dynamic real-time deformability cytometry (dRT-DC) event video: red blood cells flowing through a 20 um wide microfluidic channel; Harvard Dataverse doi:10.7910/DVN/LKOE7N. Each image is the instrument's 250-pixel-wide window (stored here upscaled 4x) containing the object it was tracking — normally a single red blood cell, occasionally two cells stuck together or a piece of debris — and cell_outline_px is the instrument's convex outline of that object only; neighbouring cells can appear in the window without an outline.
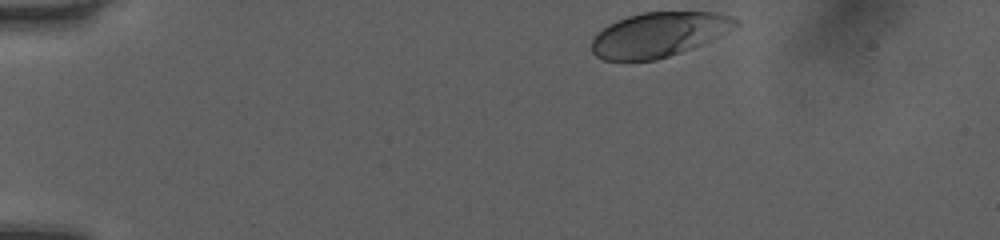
{"species": "human", "species_latin": "Homo sapiens", "temperature_condition": "room temperature", "stored_images_in_passage": 36, "camera_frame_rate_fps": 3000, "um_per_image_px": 0.085, "donor": {"sex": "female"}, "frame": {"image": 1, "passage_image": 1, "time_ms": 0.0, "image_size_px": [1000, 240], "cell_outline_px": [[740, 24], [728, 32], [700, 44], [680, 52], [656, 60], [604, 60], [596, 56], [592, 52], [592, 40], [596, 32], [608, 24], [616, 20], [628, 16], [644, 12], [716, 12], [740, 20]], "centroid_in_image_um": [55.97, 2.93], "position_along_channel_um": 29.0, "area_um2": 37.28}}
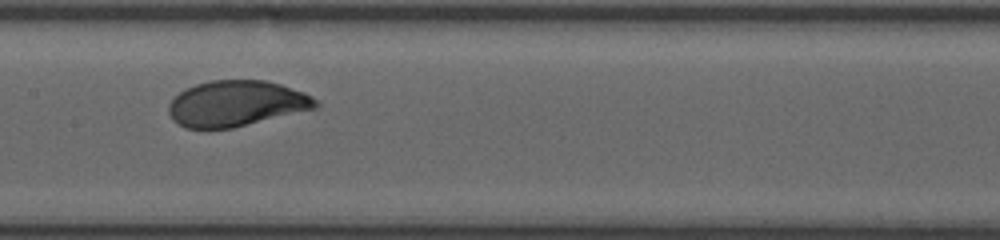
{"frame": {"image": 2, "passage_image": 19, "time_ms": 6.0, "image_size_px": [1000, 240], "cell_outline_px": [[320, 104], [316, 108], [232, 128], [184, 128], [172, 120], [168, 112], [168, 104], [180, 92], [196, 84], [208, 80], [264, 80], [280, 84], [304, 92], [312, 96]], "centroid_in_image_um": [20.07, 8.8], "position_along_channel_um": 187.3, "area_um2": 39.07}}
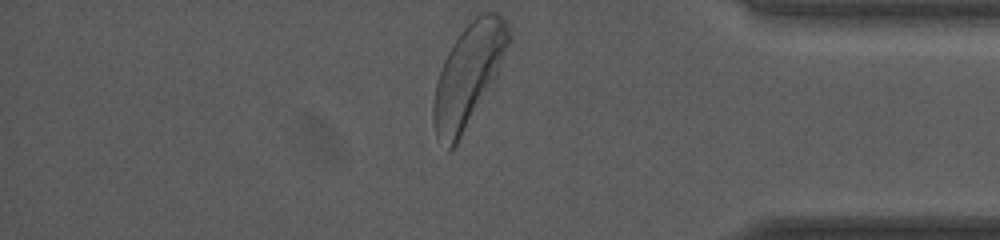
{"frame": {"image": 3, "passage_image": 36, "time_ms": 11.667, "image_size_px": [1000, 240], "cell_outline_px": [[512, 40], [496, 80], [456, 144], [452, 148], [448, 148], [436, 136], [432, 124], [432, 104], [436, 80], [440, 68], [452, 44], [464, 28], [480, 12], [500, 12], [504, 16], [512, 32]], "centroid_in_image_um": [39.85, 6.33], "position_along_channel_um": 395.3, "area_um2": 45.26}, "authors_computed_cell_mechanics": {"area_um2": 39.7664, "velocity_mm_per_s": 4.0166, "shape_relaxation_time_tau1_ms": 1.45, "shape_relaxation_time_tau2_ms": null, "deformation_change_tau1": 0.1298, "deformation_change_tau2": null}}